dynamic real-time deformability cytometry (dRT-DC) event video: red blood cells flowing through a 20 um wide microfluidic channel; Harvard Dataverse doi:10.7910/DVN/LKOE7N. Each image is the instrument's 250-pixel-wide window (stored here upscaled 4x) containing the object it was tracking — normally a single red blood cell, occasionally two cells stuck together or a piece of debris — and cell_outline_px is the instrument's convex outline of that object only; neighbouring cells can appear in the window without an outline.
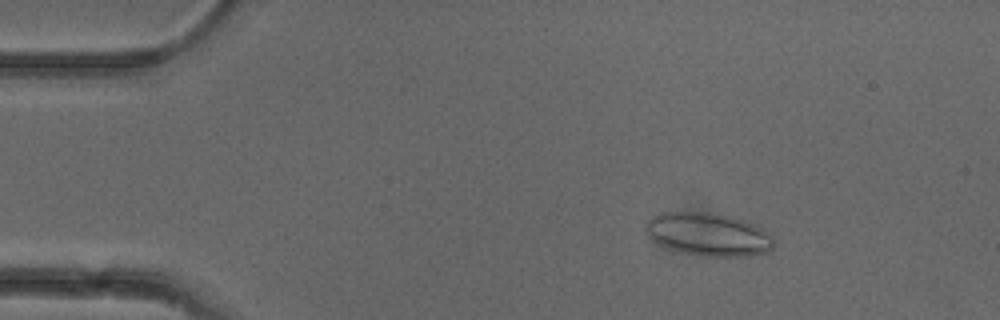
{"species": "common noctule bat (a hibernating species)", "species_latin": "Nyctalus noctula", "temperature_condition": "cold", "stored_images_in_passage": 52, "camera_frame_rate_fps": 3000, "um_per_image_px": 0.085, "animal": {"sex": "female"}, "frame": {"image": 1, "passage_image": 8, "time_ms": 2.333, "image_size_px": [1000, 320], "cell_outline_px": [[772, 248], [768, 252], [748, 256], [708, 256], [668, 248], [652, 240], [648, 236], [644, 228], [648, 220], [652, 216], [660, 212], [708, 212], [728, 216], [744, 220], [760, 228], [772, 236]], "centroid_in_image_um": [60.17, 19.9], "position_along_channel_um": 24.8, "area_um2": 31.73}}
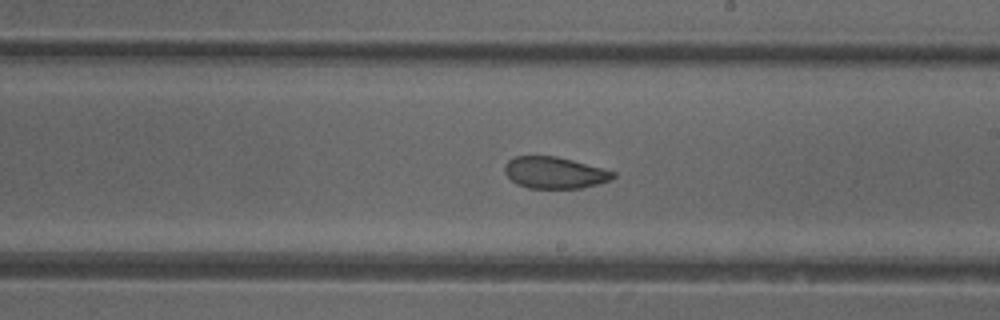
{"frame": {"image": 2, "passage_image": 30, "time_ms": 9.667, "image_size_px": [1000, 320], "cell_outline_px": [[616, 176], [608, 180], [596, 184], [580, 188], [528, 188], [516, 184], [504, 172], [504, 164], [508, 160], [516, 156], [556, 156], [604, 168], [616, 172]], "centroid_in_image_um": [47.12, 14.67], "position_along_channel_um": 241.9, "area_um2": 19.94}}
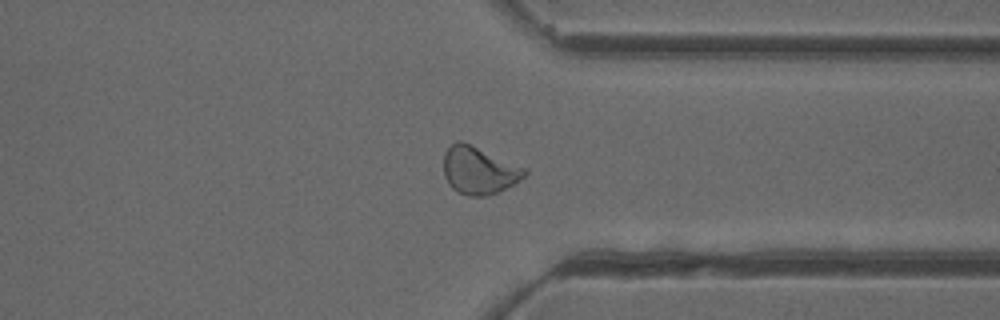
{"frame": {"image": 3, "passage_image": 40, "time_ms": 13.0, "image_size_px": [1000, 320], "cell_outline_px": [[528, 172], [524, 176], [512, 184], [488, 196], [468, 196], [452, 188], [448, 184], [444, 176], [444, 152], [456, 140], [460, 140], [524, 168]], "centroid_in_image_um": [40.65, 14.49], "position_along_channel_um": 370.8, "area_um2": 21.85}, "authors_computed_cell_mechanics": {"area_um2": 22.4842, "velocity_mm_per_s": 3.9136, "shape_relaxation_time_tau1_ms": null, "shape_relaxation_time_tau2_ms": 2.0377, "deformation_change_tau1": null, "deformation_change_tau2": 0.0615}}